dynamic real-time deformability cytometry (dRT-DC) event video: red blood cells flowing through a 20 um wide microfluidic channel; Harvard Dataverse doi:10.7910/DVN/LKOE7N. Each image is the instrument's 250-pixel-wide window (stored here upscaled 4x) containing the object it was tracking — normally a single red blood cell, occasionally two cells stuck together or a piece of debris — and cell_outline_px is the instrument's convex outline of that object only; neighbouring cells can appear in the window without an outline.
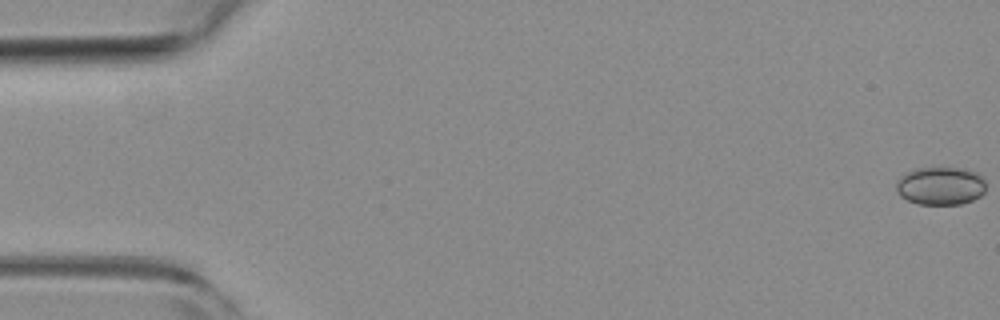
{"species": "common noctule bat (a hibernating species)", "species_latin": "Nyctalus noctula", "temperature_condition": "room temperature", "stored_images_in_passage": 56, "camera_frame_rate_fps": 3000, "um_per_image_px": 0.085, "animal": {"sex": "female", "body_mass_g": 19.3, "forearm_length_mm": 54.1}, "frame": {"image": 1, "passage_image": 1, "time_ms": 0.0, "image_size_px": [1000, 320], "cell_outline_px": [[984, 192], [980, 196], [972, 200], [960, 204], [916, 204], [900, 196], [896, 192], [896, 184], [900, 176], [904, 172], [912, 168], [964, 168], [976, 172], [984, 180]], "centroid_in_image_um": [79.9, 15.79], "position_along_channel_um": 5.1, "area_um2": 20.06}}
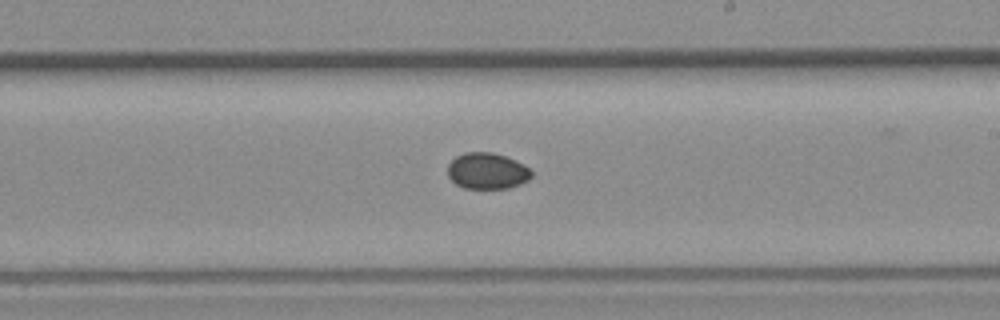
{"frame": {"image": 2, "passage_image": 32, "time_ms": 10.333, "image_size_px": [1000, 320], "cell_outline_px": [[532, 176], [528, 180], [520, 184], [508, 188], [464, 188], [456, 184], [448, 176], [448, 164], [456, 156], [464, 152], [492, 152], [516, 160], [524, 164], [532, 172]], "centroid_in_image_um": [41.41, 14.52], "position_along_channel_um": 247.6, "area_um2": 17.69}}
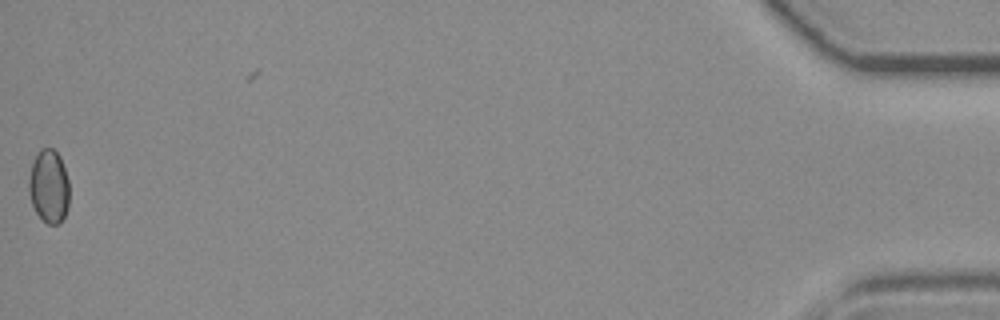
{"frame": {"image": 3, "passage_image": 55, "time_ms": 18.0, "image_size_px": [1000, 320], "cell_outline_px": [[68, 208], [60, 224], [48, 224], [36, 212], [32, 204], [28, 192], [28, 180], [32, 164], [36, 152], [40, 148], [52, 148], [60, 156], [68, 180]], "centroid_in_image_um": [4.14, 15.83], "position_along_channel_um": 431.1, "area_um2": 17.34}, "authors_computed_cell_mechanics": {"area_um2": 18.0336, "velocity_mm_per_s": 3.7903, "shape_relaxation_time_tau1_ms": null, "shape_relaxation_time_tau2_ms": 1.1097, "deformation_change_tau1": null, "deformation_change_tau2": 0.0197}}